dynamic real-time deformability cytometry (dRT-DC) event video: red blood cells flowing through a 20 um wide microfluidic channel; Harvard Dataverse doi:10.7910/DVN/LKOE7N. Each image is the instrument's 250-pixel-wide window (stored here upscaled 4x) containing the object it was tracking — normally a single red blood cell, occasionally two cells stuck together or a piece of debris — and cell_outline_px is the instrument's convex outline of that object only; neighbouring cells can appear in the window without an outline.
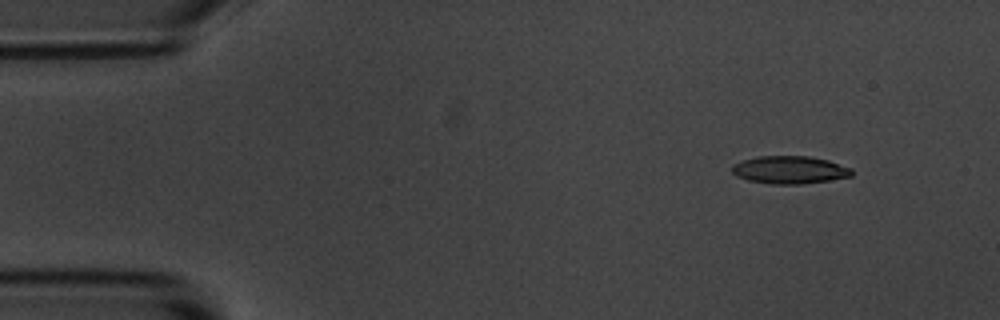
{"species": "common noctule bat (a hibernating species)", "species_latin": "Nyctalus noctula", "temperature_condition": "room temperature", "stored_images_in_passage": 5, "camera_frame_rate_fps": 3000, "um_per_image_px": 0.085, "animal": {"sex": "male", "body_mass_g": 20.1, "forearm_length_mm": 53.5}, "frame": {"image": 1, "passage_image": 2, "time_ms": 1.333, "image_size_px": [1000, 320], "cell_outline_px": [[852, 176], [828, 180], [800, 184], [772, 184], [748, 180], [736, 176], [732, 172], [732, 164], [756, 156], [808, 156], [828, 160], [852, 168]], "centroid_in_image_um": [67.11, 14.43], "position_along_channel_um": 17.9, "area_um2": 19.31}}
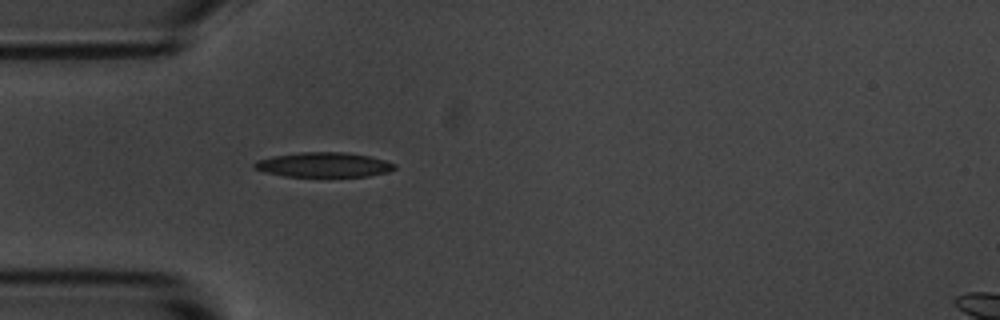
{"frame": {"image": 2, "passage_image": 5, "time_ms": 4.667, "image_size_px": [1000, 320], "cell_outline_px": [[396, 168], [388, 172], [368, 176], [284, 176], [264, 172], [252, 168], [252, 164], [256, 160], [272, 156], [300, 152], [344, 152], [368, 156], [384, 160], [396, 164]], "centroid_in_image_um": [27.47, 14.0], "position_along_channel_um": 57.5, "area_um2": 20.23}}